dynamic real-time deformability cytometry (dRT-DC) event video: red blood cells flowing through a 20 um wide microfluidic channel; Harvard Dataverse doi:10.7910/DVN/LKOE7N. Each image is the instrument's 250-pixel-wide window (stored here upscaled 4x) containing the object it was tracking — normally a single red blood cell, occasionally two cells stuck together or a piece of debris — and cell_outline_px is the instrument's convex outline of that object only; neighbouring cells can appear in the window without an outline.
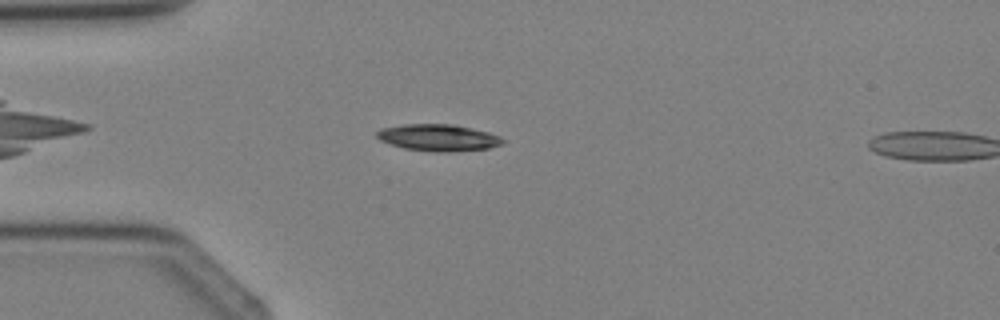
{"species": "Egyptian fruit bat (a non-hibernating species)", "species_latin": "Rousettus aegyptiacus", "temperature_condition": "cold", "stored_images_in_passage": 2, "segment_of_instrument_passage": [1, 2], "camera_frame_rate_fps": 3000, "um_per_image_px": 0.085, "animal": {"sex": "female"}, "frame": {"image": 1, "passage_image": 1, "time_ms": 0.0, "image_size_px": [1000, 320], "cell_outline_px": [[504, 144], [488, 148], [448, 152], [432, 152], [404, 148], [380, 140], [376, 136], [376, 132], [380, 128], [404, 124], [452, 124], [472, 128], [488, 132], [500, 136], [504, 140]], "centroid_in_image_um": [37.26, 11.69], "position_along_channel_um": 47.7, "area_um2": 19.65}}